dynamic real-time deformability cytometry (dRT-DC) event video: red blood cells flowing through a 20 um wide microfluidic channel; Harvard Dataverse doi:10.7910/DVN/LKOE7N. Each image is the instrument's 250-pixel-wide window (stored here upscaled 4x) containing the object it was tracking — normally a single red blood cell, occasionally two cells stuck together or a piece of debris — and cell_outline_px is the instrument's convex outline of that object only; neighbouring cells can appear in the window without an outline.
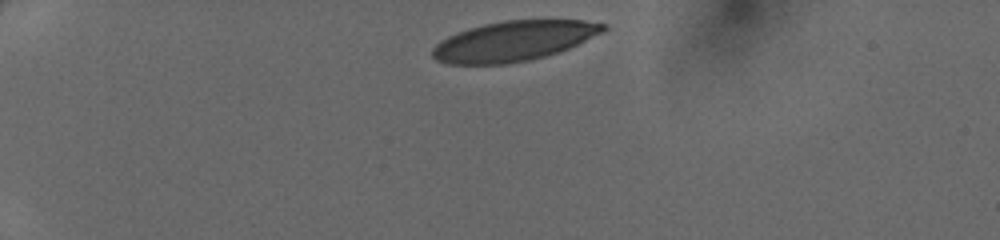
{"species": "human", "species_latin": "Homo sapiens", "temperature_condition": "cold", "stored_images_in_passage": 5, "camera_frame_rate_fps": 3000, "um_per_image_px": 0.085, "donor": {"sex": "female"}, "frame": {"image": 1, "passage_image": 1, "time_ms": 0.0, "image_size_px": [1000, 240], "cell_outline_px": [[608, 28], [604, 32], [568, 48], [544, 56], [528, 60], [504, 64], [444, 64], [436, 60], [432, 56], [432, 48], [440, 40], [456, 32], [468, 28], [484, 24], [504, 20], [584, 20], [608, 24]], "centroid_in_image_um": [43.65, 3.48], "position_along_channel_um": 41.4, "area_um2": 39.88}}
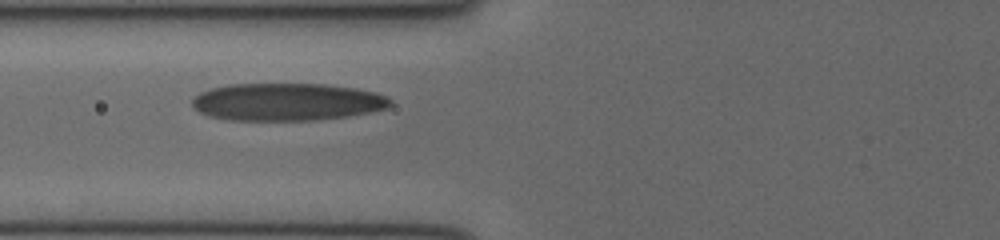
{"frame": {"image": 2, "passage_image": 4, "time_ms": 1.0, "image_size_px": [1000, 240], "cell_outline_px": [[392, 104], [388, 108], [348, 116], [312, 120], [228, 120], [208, 116], [192, 108], [192, 96], [200, 92], [212, 88], [228, 84], [324, 84], [356, 88], [376, 92], [388, 96], [392, 100]], "centroid_in_image_um": [24.38, 8.66], "position_along_channel_um": 101.4, "area_um2": 43.64}}